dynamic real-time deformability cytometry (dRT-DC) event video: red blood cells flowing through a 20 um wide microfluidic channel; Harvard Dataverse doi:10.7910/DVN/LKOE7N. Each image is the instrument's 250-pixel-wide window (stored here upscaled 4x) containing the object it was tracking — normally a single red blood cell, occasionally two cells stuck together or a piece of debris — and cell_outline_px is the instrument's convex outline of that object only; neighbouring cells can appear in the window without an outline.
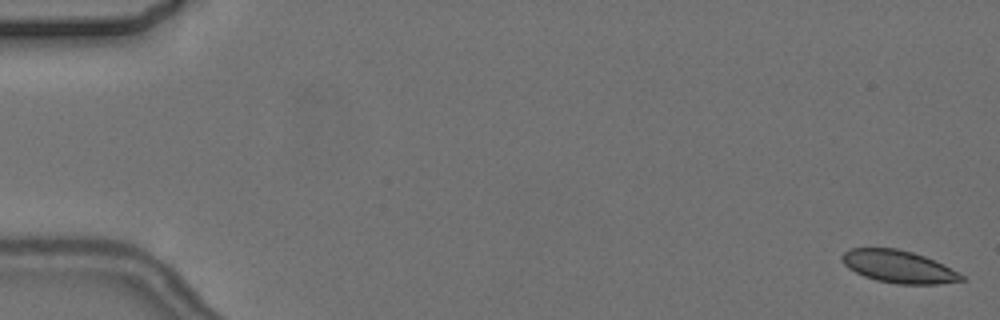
{"species": "common noctule bat (a hibernating species)", "species_latin": "Nyctalus noctula", "temperature_condition": "cold", "stored_images_in_passage": 6, "camera_frame_rate_fps": 3000, "um_per_image_px": 0.085, "animal": {"sex": "female", "body_mass_g": 24.6, "forearm_length_mm": 56.2}, "frame": {"image": 1, "passage_image": 1, "time_ms": 0.0, "image_size_px": [1000, 320], "cell_outline_px": [[964, 280], [940, 284], [896, 284], [876, 280], [864, 276], [848, 268], [840, 260], [840, 256], [848, 248], [896, 248], [912, 252], [924, 256], [944, 264], [964, 276]], "centroid_in_image_um": [76.35, 22.66], "position_along_channel_um": 8.7, "area_um2": 22.66}}
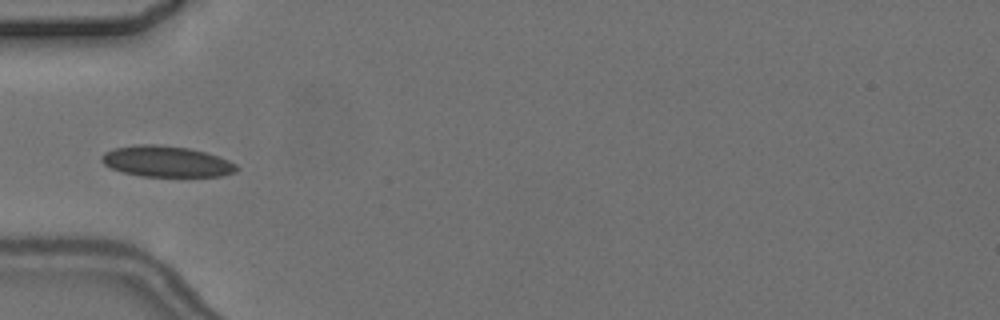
{"frame": {"image": 2, "passage_image": 6, "time_ms": 6.0, "image_size_px": [1000, 320], "cell_outline_px": [[240, 168], [236, 172], [224, 176], [140, 176], [124, 172], [112, 168], [104, 164], [100, 160], [100, 156], [104, 152], [112, 148], [136, 144], [156, 144], [188, 148], [220, 156], [236, 164]], "centroid_in_image_um": [14.15, 13.72], "position_along_channel_um": 70.9, "area_um2": 24.51}}